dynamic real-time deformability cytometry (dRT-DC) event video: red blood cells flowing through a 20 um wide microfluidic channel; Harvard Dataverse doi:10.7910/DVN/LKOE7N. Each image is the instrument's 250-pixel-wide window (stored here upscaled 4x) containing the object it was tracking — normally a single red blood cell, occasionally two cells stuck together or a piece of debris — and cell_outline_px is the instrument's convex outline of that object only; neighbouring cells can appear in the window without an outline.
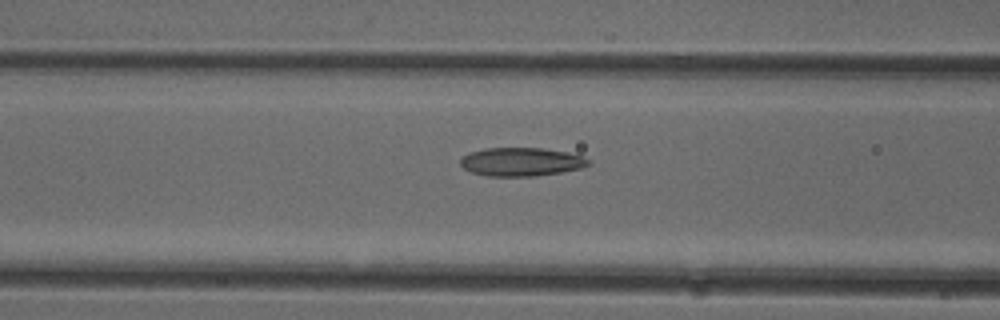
{"species": "common noctule bat (a hibernating species)", "species_latin": "Nyctalus noctula", "temperature_condition": "cold", "stored_images_in_passage": 37, "camera_frame_rate_fps": 3000, "um_per_image_px": 0.085, "animal": {"sex": "female"}, "frame": {"image": 1, "passage_image": 16, "time_ms": 5.0, "image_size_px": [1000, 320], "cell_outline_px": [[592, 164], [580, 168], [560, 172], [536, 176], [488, 176], [472, 172], [464, 168], [460, 164], [460, 160], [468, 152], [484, 148], [540, 148], [568, 152], [584, 156], [592, 160]], "centroid_in_image_um": [44.34, 13.75], "position_along_channel_um": 122.3, "area_um2": 21.39}}
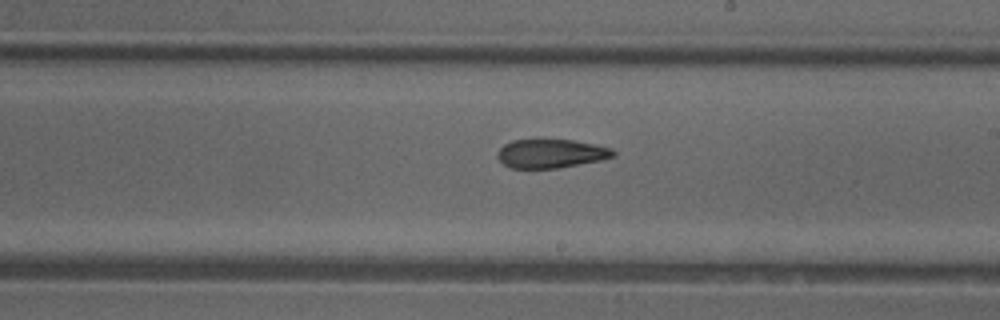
{"frame": {"image": 2, "passage_image": 25, "time_ms": 8.0, "image_size_px": [1000, 320], "cell_outline_px": [[616, 156], [600, 160], [556, 168], [512, 168], [504, 164], [496, 156], [500, 148], [504, 144], [512, 140], [572, 140], [612, 148], [616, 152]], "centroid_in_image_um": [46.83, 13.05], "position_along_channel_um": 242.2, "area_um2": 19.19}}
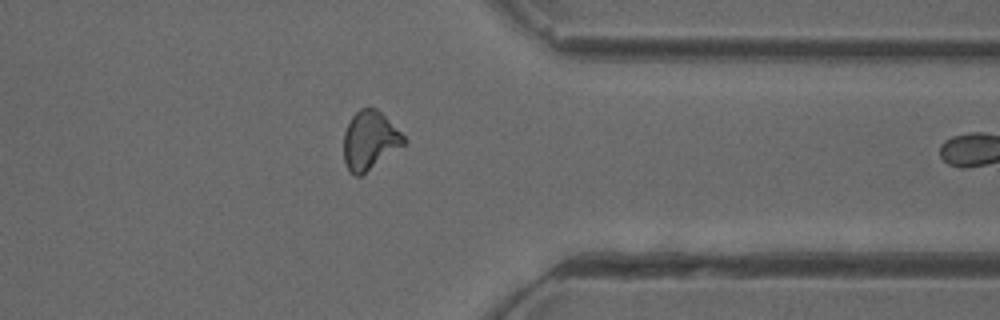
{"frame": {"image": 3, "passage_image": 36, "time_ms": 11.667, "image_size_px": [1000, 320], "cell_outline_px": [[408, 140], [404, 144], [360, 176], [356, 176], [348, 172], [344, 160], [344, 132], [352, 116], [360, 108], [376, 108]], "centroid_in_image_um": [31.4, 11.94], "position_along_channel_um": 380.0, "area_um2": 20.11}}